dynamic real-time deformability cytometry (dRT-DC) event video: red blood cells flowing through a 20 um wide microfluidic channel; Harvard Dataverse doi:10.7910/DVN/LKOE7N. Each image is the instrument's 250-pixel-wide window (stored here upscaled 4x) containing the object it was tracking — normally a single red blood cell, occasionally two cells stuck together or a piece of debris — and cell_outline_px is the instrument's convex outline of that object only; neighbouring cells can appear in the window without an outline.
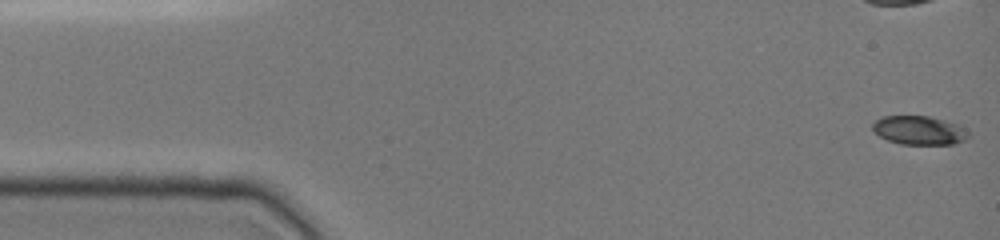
{"species": "common noctule bat (a hibernating species)", "species_latin": "Nyctalus noctula", "temperature_condition": "cold", "stored_images_in_passage": 40, "camera_frame_rate_fps": 3000, "um_per_image_px": 0.085, "animal": {"sex": "female", "body_mass_g": 19.0, "forearm_length_mm": 51.5}, "frame": {"image": 1, "passage_image": 1, "time_ms": 0.0, "image_size_px": [1000, 240], "cell_outline_px": [[968, 136], [964, 140], [952, 144], [900, 144], [888, 140], [880, 136], [872, 128], [872, 124], [876, 120], [884, 116], [928, 116], [944, 120], [956, 124], [964, 128], [968, 132]], "centroid_in_image_um": [78.11, 11.07], "position_along_channel_um": 6.9, "area_um2": 15.84}}